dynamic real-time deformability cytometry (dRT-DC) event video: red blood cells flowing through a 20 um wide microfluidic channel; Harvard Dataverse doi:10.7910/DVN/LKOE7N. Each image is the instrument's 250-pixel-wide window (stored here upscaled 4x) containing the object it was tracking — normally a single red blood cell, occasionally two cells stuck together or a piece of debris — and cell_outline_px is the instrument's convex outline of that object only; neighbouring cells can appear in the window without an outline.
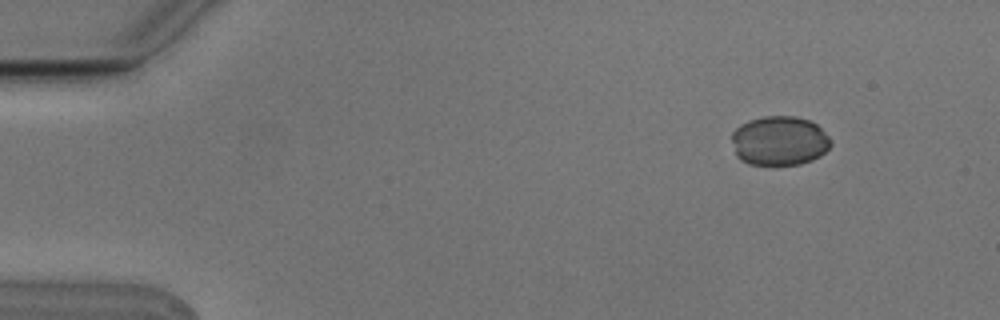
{"species": "Egyptian fruit bat (a non-hibernating species)", "species_latin": "Rousettus aegyptiacus", "temperature_condition": "cold", "stored_images_in_passage": 6, "segment_of_instrument_passage": [1, 2], "camera_frame_rate_fps": 3000, "um_per_image_px": 0.085, "animal": {"sex": "male"}, "frame": {"image": 1, "passage_image": 2, "time_ms": 0.333, "image_size_px": [1000, 320], "cell_outline_px": [[832, 144], [820, 156], [812, 160], [800, 164], [748, 164], [740, 160], [736, 156], [732, 140], [732, 132], [740, 124], [748, 120], [764, 116], [796, 116], [808, 120], [816, 124], [828, 136]], "centroid_in_image_um": [66.23, 11.96], "position_along_channel_um": 18.8, "area_um2": 28.5}}